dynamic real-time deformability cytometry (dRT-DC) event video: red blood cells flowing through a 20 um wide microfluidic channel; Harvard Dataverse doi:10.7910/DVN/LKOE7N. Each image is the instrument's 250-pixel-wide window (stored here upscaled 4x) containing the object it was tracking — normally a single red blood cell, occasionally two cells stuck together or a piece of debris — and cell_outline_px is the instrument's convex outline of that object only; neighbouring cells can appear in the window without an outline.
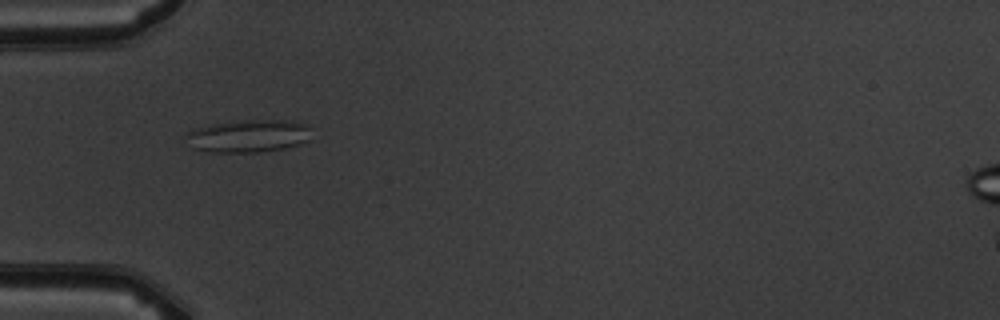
{"species": "common noctule bat (a hibernating species)", "species_latin": "Nyctalus noctula", "temperature_condition": "warm", "stored_images_in_passage": 5, "camera_frame_rate_fps": 3000, "um_per_image_px": 0.085, "animal": {"sex": "male", "body_mass_g": 19.5, "forearm_length_mm": 54.6}, "frame": {"image": 1, "passage_image": 5, "time_ms": 5.333, "image_size_px": [1000, 320], "cell_outline_px": [[312, 140], [300, 144], [284, 148], [260, 152], [212, 152], [192, 148], [188, 136], [188, 132], [196, 128], [212, 124], [244, 120], [284, 120], [304, 124], [308, 128]], "centroid_in_image_um": [21.16, 11.56], "position_along_channel_um": 63.8, "area_um2": 23.58}}